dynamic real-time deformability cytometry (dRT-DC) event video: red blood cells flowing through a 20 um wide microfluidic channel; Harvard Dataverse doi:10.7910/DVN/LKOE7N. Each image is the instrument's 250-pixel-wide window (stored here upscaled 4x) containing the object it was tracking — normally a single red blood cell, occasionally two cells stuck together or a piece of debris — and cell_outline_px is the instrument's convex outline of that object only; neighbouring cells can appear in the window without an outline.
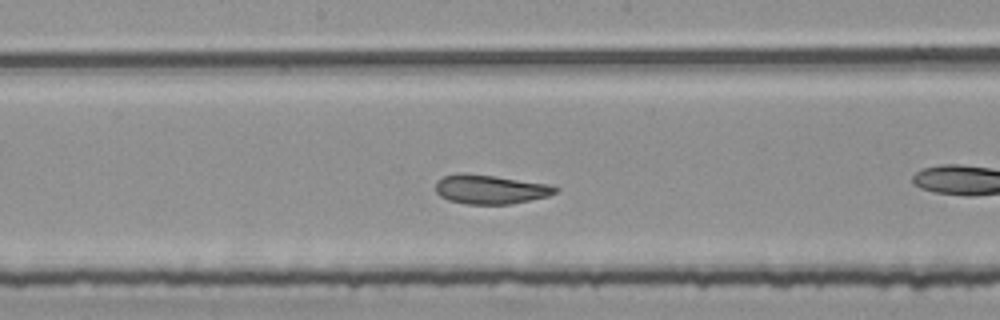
{"species": "common noctule bat (a hibernating species)", "species_latin": "Nyctalus noctula", "temperature_condition": "room temperature", "stored_images_in_passage": 29, "camera_frame_rate_fps": 3000, "um_per_image_px": 0.085, "animal": {"sex": "female", "body_mass_g": 25.1}, "frame": {"image": 1, "passage_image": 13, "time_ms": 4.0, "image_size_px": [1000, 320], "cell_outline_px": [[560, 188], [556, 192], [548, 196], [512, 204], [468, 204], [448, 200], [440, 196], [436, 192], [436, 180], [444, 176], [496, 176], [548, 184]], "centroid_in_image_um": [41.74, 16.13], "position_along_channel_um": 206.5, "area_um2": 19.65}, "authors_computed_cell_mechanics": {"area_um2": 20.6924, "velocity_mm_per_s": 3.7216, "shape_relaxation_time_tau1_ms": 1.4593, "shape_relaxation_time_tau2_ms": 1.2227, "deformation_change_tau1": 0.1181, "deformation_change_tau2": 0.0608}}